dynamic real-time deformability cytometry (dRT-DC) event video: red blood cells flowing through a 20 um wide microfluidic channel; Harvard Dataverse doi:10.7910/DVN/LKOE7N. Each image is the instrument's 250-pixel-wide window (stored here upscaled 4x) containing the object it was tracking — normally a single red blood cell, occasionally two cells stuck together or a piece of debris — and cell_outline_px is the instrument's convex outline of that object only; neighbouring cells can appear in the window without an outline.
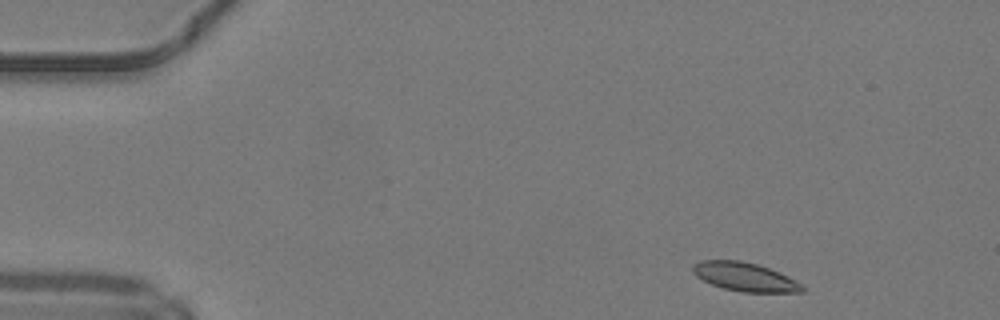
{"species": "common noctule bat (a hibernating species)", "species_latin": "Nyctalus noctula", "temperature_condition": "warm", "stored_images_in_passage": 39, "camera_frame_rate_fps": 3000, "um_per_image_px": 0.085, "animal": {"sex": "male", "body_mass_g": 19.2, "forearm_length_mm": 51.8}, "frame": {"image": 1, "passage_image": 2, "time_ms": 0.333, "image_size_px": [1000, 320], "cell_outline_px": [[804, 292], [744, 292], [724, 288], [712, 284], [696, 276], [692, 272], [692, 264], [700, 260], [740, 260], [756, 264], [780, 272], [788, 276], [800, 284], [804, 288]], "centroid_in_image_um": [63.28, 23.52], "position_along_channel_um": 21.7, "area_um2": 18.15}}
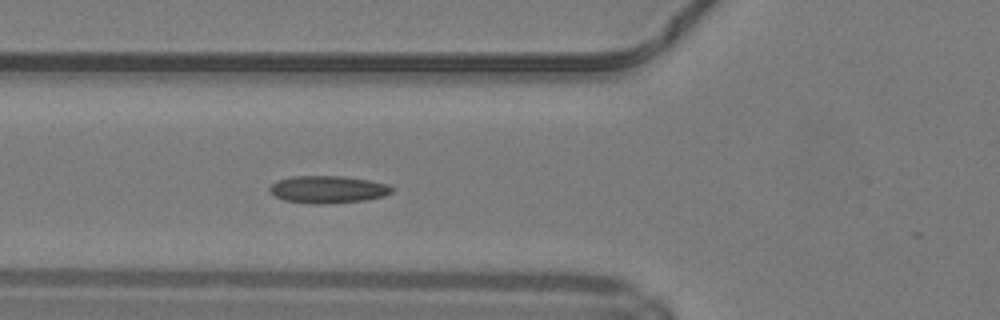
{"frame": {"image": 2, "passage_image": 14, "time_ms": 4.333, "image_size_px": [1000, 320], "cell_outline_px": [[396, 188], [392, 192], [384, 196], [364, 200], [320, 204], [316, 204], [284, 200], [276, 196], [268, 188], [276, 180], [292, 176], [344, 176], [368, 180], [388, 184]], "centroid_in_image_um": [27.89, 16.09], "position_along_channel_um": 97.9, "area_um2": 19.42}}
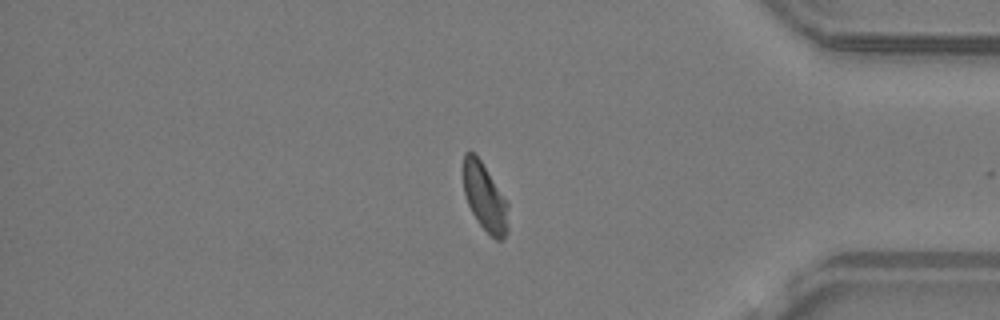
{"frame": {"image": 3, "passage_image": 37, "time_ms": 12.0, "image_size_px": [1000, 320], "cell_outline_px": [[508, 232], [504, 240], [496, 240], [476, 220], [468, 204], [464, 192], [460, 168], [464, 152], [472, 152], [480, 160], [508, 204]], "centroid_in_image_um": [41.16, 16.76], "position_along_channel_um": 394.0, "area_um2": 17.86}, "authors_computed_cell_mechanics": {"area_um2": 18.496, "velocity_mm_per_s": 4.1991, "shape_relaxation_time_tau1_ms": null, "shape_relaxation_time_tau2_ms": 2.5356, "deformation_change_tau1": null, "deformation_change_tau2": 0.0705}}